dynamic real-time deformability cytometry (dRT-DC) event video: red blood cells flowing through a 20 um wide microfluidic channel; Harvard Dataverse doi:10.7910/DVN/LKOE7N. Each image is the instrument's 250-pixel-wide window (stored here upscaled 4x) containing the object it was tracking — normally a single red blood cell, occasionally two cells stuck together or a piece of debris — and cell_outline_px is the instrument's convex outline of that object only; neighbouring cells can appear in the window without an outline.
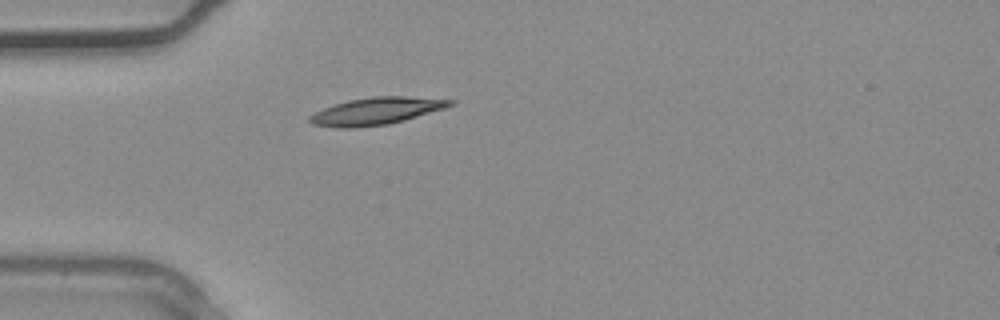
{"species": "common noctule bat (a hibernating species)", "species_latin": "Nyctalus noctula", "temperature_condition": "warm", "stored_images_in_passage": 24, "camera_frame_rate_fps": 3000, "um_per_image_px": 0.085, "animal": {"sex": "male", "body_mass_g": 20.4}, "frame": {"image": 1, "passage_image": 1, "time_ms": 0.0, "image_size_px": [1000, 320], "cell_outline_px": [[456, 104], [444, 108], [404, 120], [388, 124], [356, 128], [340, 128], [312, 124], [308, 120], [308, 116], [324, 108], [348, 100], [372, 96], [404, 96], [456, 100]], "centroid_in_image_um": [31.99, 9.44], "position_along_channel_um": 53.0, "area_um2": 22.2}}
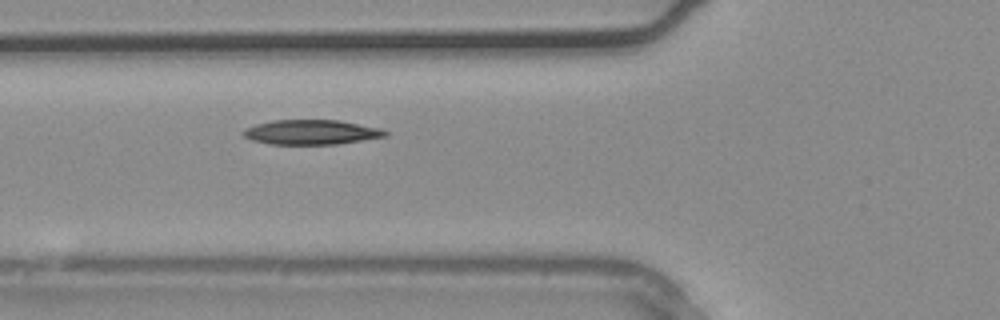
{"frame": {"image": 2, "passage_image": 4, "time_ms": 1.0, "image_size_px": [1000, 320], "cell_outline_px": [[388, 136], [336, 144], [268, 144], [252, 140], [244, 136], [240, 132], [244, 128], [256, 124], [272, 120], [340, 120], [380, 128], [388, 132]], "centroid_in_image_um": [26.43, 11.23], "position_along_channel_um": 99.4, "area_um2": 20.52}}